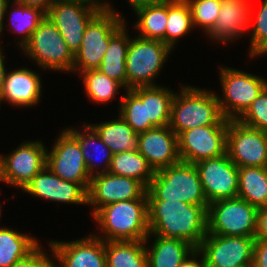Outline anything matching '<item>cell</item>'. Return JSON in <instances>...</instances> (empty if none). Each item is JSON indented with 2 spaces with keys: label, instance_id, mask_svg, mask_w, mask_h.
Masks as SVG:
<instances>
[{
  "label": "cell",
  "instance_id": "1",
  "mask_svg": "<svg viewBox=\"0 0 267 267\" xmlns=\"http://www.w3.org/2000/svg\"><path fill=\"white\" fill-rule=\"evenodd\" d=\"M149 234L178 238L198 248L207 235L208 205H193L178 200H147ZM151 235V236H150Z\"/></svg>",
  "mask_w": 267,
  "mask_h": 267
},
{
  "label": "cell",
  "instance_id": "2",
  "mask_svg": "<svg viewBox=\"0 0 267 267\" xmlns=\"http://www.w3.org/2000/svg\"><path fill=\"white\" fill-rule=\"evenodd\" d=\"M92 216L103 233L96 237L104 241H139L149 237L147 193L139 199L103 206Z\"/></svg>",
  "mask_w": 267,
  "mask_h": 267
},
{
  "label": "cell",
  "instance_id": "3",
  "mask_svg": "<svg viewBox=\"0 0 267 267\" xmlns=\"http://www.w3.org/2000/svg\"><path fill=\"white\" fill-rule=\"evenodd\" d=\"M220 110L218 95L213 91L193 86H181L180 93H175L169 127L177 136L196 127L209 125H228Z\"/></svg>",
  "mask_w": 267,
  "mask_h": 267
},
{
  "label": "cell",
  "instance_id": "4",
  "mask_svg": "<svg viewBox=\"0 0 267 267\" xmlns=\"http://www.w3.org/2000/svg\"><path fill=\"white\" fill-rule=\"evenodd\" d=\"M146 193L147 200H178L193 205H209L195 164L183 161L155 171Z\"/></svg>",
  "mask_w": 267,
  "mask_h": 267
},
{
  "label": "cell",
  "instance_id": "5",
  "mask_svg": "<svg viewBox=\"0 0 267 267\" xmlns=\"http://www.w3.org/2000/svg\"><path fill=\"white\" fill-rule=\"evenodd\" d=\"M121 14L99 11L87 24L80 49L74 55L73 72L98 69L109 47L111 35L124 23Z\"/></svg>",
  "mask_w": 267,
  "mask_h": 267
},
{
  "label": "cell",
  "instance_id": "6",
  "mask_svg": "<svg viewBox=\"0 0 267 267\" xmlns=\"http://www.w3.org/2000/svg\"><path fill=\"white\" fill-rule=\"evenodd\" d=\"M171 50L160 40L144 39L139 36L130 38L125 60L127 89L156 86L154 79L168 59Z\"/></svg>",
  "mask_w": 267,
  "mask_h": 267
},
{
  "label": "cell",
  "instance_id": "7",
  "mask_svg": "<svg viewBox=\"0 0 267 267\" xmlns=\"http://www.w3.org/2000/svg\"><path fill=\"white\" fill-rule=\"evenodd\" d=\"M258 208L239 197L210 203L207 208V233L255 237Z\"/></svg>",
  "mask_w": 267,
  "mask_h": 267
},
{
  "label": "cell",
  "instance_id": "8",
  "mask_svg": "<svg viewBox=\"0 0 267 267\" xmlns=\"http://www.w3.org/2000/svg\"><path fill=\"white\" fill-rule=\"evenodd\" d=\"M22 50L43 69L72 71L74 55L68 49L57 27L47 16L40 22Z\"/></svg>",
  "mask_w": 267,
  "mask_h": 267
},
{
  "label": "cell",
  "instance_id": "9",
  "mask_svg": "<svg viewBox=\"0 0 267 267\" xmlns=\"http://www.w3.org/2000/svg\"><path fill=\"white\" fill-rule=\"evenodd\" d=\"M223 100L218 96L222 115L237 120L267 86L260 76L234 69L220 67Z\"/></svg>",
  "mask_w": 267,
  "mask_h": 267
},
{
  "label": "cell",
  "instance_id": "10",
  "mask_svg": "<svg viewBox=\"0 0 267 267\" xmlns=\"http://www.w3.org/2000/svg\"><path fill=\"white\" fill-rule=\"evenodd\" d=\"M255 237L208 234L197 248L207 267H247L253 264Z\"/></svg>",
  "mask_w": 267,
  "mask_h": 267
},
{
  "label": "cell",
  "instance_id": "11",
  "mask_svg": "<svg viewBox=\"0 0 267 267\" xmlns=\"http://www.w3.org/2000/svg\"><path fill=\"white\" fill-rule=\"evenodd\" d=\"M226 153L237 167H267V132L229 120Z\"/></svg>",
  "mask_w": 267,
  "mask_h": 267
},
{
  "label": "cell",
  "instance_id": "12",
  "mask_svg": "<svg viewBox=\"0 0 267 267\" xmlns=\"http://www.w3.org/2000/svg\"><path fill=\"white\" fill-rule=\"evenodd\" d=\"M47 148L41 141L21 143L7 156L0 155V181L24 187L46 166Z\"/></svg>",
  "mask_w": 267,
  "mask_h": 267
},
{
  "label": "cell",
  "instance_id": "13",
  "mask_svg": "<svg viewBox=\"0 0 267 267\" xmlns=\"http://www.w3.org/2000/svg\"><path fill=\"white\" fill-rule=\"evenodd\" d=\"M51 151L46 152V166L63 180L89 188L91 176L78 141L65 129Z\"/></svg>",
  "mask_w": 267,
  "mask_h": 267
},
{
  "label": "cell",
  "instance_id": "14",
  "mask_svg": "<svg viewBox=\"0 0 267 267\" xmlns=\"http://www.w3.org/2000/svg\"><path fill=\"white\" fill-rule=\"evenodd\" d=\"M228 125H209L185 130L178 135L180 160L187 163L226 154Z\"/></svg>",
  "mask_w": 267,
  "mask_h": 267
},
{
  "label": "cell",
  "instance_id": "15",
  "mask_svg": "<svg viewBox=\"0 0 267 267\" xmlns=\"http://www.w3.org/2000/svg\"><path fill=\"white\" fill-rule=\"evenodd\" d=\"M207 202L213 203L238 196V167L227 153L195 163Z\"/></svg>",
  "mask_w": 267,
  "mask_h": 267
},
{
  "label": "cell",
  "instance_id": "16",
  "mask_svg": "<svg viewBox=\"0 0 267 267\" xmlns=\"http://www.w3.org/2000/svg\"><path fill=\"white\" fill-rule=\"evenodd\" d=\"M99 11L73 0H55L46 16L54 23L73 55L80 49L89 21Z\"/></svg>",
  "mask_w": 267,
  "mask_h": 267
},
{
  "label": "cell",
  "instance_id": "17",
  "mask_svg": "<svg viewBox=\"0 0 267 267\" xmlns=\"http://www.w3.org/2000/svg\"><path fill=\"white\" fill-rule=\"evenodd\" d=\"M147 189L137 180L117 176L109 172L91 177L87 190V205L92 208V215L101 207L118 201L141 198Z\"/></svg>",
  "mask_w": 267,
  "mask_h": 267
},
{
  "label": "cell",
  "instance_id": "18",
  "mask_svg": "<svg viewBox=\"0 0 267 267\" xmlns=\"http://www.w3.org/2000/svg\"><path fill=\"white\" fill-rule=\"evenodd\" d=\"M55 267H107L105 241L92 234L71 242L50 241Z\"/></svg>",
  "mask_w": 267,
  "mask_h": 267
},
{
  "label": "cell",
  "instance_id": "19",
  "mask_svg": "<svg viewBox=\"0 0 267 267\" xmlns=\"http://www.w3.org/2000/svg\"><path fill=\"white\" fill-rule=\"evenodd\" d=\"M138 152L154 171L180 162L178 136L169 127H155L139 134Z\"/></svg>",
  "mask_w": 267,
  "mask_h": 267
},
{
  "label": "cell",
  "instance_id": "20",
  "mask_svg": "<svg viewBox=\"0 0 267 267\" xmlns=\"http://www.w3.org/2000/svg\"><path fill=\"white\" fill-rule=\"evenodd\" d=\"M23 191L50 201L87 204V190L81 184L61 179L47 166L32 178Z\"/></svg>",
  "mask_w": 267,
  "mask_h": 267
},
{
  "label": "cell",
  "instance_id": "21",
  "mask_svg": "<svg viewBox=\"0 0 267 267\" xmlns=\"http://www.w3.org/2000/svg\"><path fill=\"white\" fill-rule=\"evenodd\" d=\"M250 0H221L220 12L211 30L207 33L209 38L221 41L238 39L248 29L253 21Z\"/></svg>",
  "mask_w": 267,
  "mask_h": 267
},
{
  "label": "cell",
  "instance_id": "22",
  "mask_svg": "<svg viewBox=\"0 0 267 267\" xmlns=\"http://www.w3.org/2000/svg\"><path fill=\"white\" fill-rule=\"evenodd\" d=\"M41 89V77L28 68L6 72L0 104L4 100L17 107L35 106L41 100Z\"/></svg>",
  "mask_w": 267,
  "mask_h": 267
},
{
  "label": "cell",
  "instance_id": "23",
  "mask_svg": "<svg viewBox=\"0 0 267 267\" xmlns=\"http://www.w3.org/2000/svg\"><path fill=\"white\" fill-rule=\"evenodd\" d=\"M154 237L151 248L145 247L147 267H179L184 259L196 249L182 239L158 235Z\"/></svg>",
  "mask_w": 267,
  "mask_h": 267
},
{
  "label": "cell",
  "instance_id": "24",
  "mask_svg": "<svg viewBox=\"0 0 267 267\" xmlns=\"http://www.w3.org/2000/svg\"><path fill=\"white\" fill-rule=\"evenodd\" d=\"M124 22L110 37L109 47L102 59L98 70L115 81H118L127 90V74L125 60L130 44V38Z\"/></svg>",
  "mask_w": 267,
  "mask_h": 267
},
{
  "label": "cell",
  "instance_id": "25",
  "mask_svg": "<svg viewBox=\"0 0 267 267\" xmlns=\"http://www.w3.org/2000/svg\"><path fill=\"white\" fill-rule=\"evenodd\" d=\"M84 126H85L84 127L85 131L83 130V133L80 132L79 130H76V128L74 129L66 128V130L78 141L79 147L82 151V155H83V158H84V161H85V164L87 166L90 176L92 177L97 174L108 172L110 168L113 153L111 152L109 147L101 140L100 136L90 125H86L84 123ZM94 143L96 145L93 146L92 148L91 146L94 145ZM92 151L93 153H91ZM92 154L94 155L95 159H93ZM98 154L101 156H99ZM98 158L99 160H101L102 158L104 162L103 164L105 167H103L102 170L98 166L99 164L95 163ZM94 168L97 169V171H95Z\"/></svg>",
  "mask_w": 267,
  "mask_h": 267
},
{
  "label": "cell",
  "instance_id": "26",
  "mask_svg": "<svg viewBox=\"0 0 267 267\" xmlns=\"http://www.w3.org/2000/svg\"><path fill=\"white\" fill-rule=\"evenodd\" d=\"M132 90L146 102L147 118L154 127L169 126L174 91L165 87L139 86Z\"/></svg>",
  "mask_w": 267,
  "mask_h": 267
},
{
  "label": "cell",
  "instance_id": "27",
  "mask_svg": "<svg viewBox=\"0 0 267 267\" xmlns=\"http://www.w3.org/2000/svg\"><path fill=\"white\" fill-rule=\"evenodd\" d=\"M100 124H89L109 147L111 152L118 154L126 151L138 150L139 134L120 116Z\"/></svg>",
  "mask_w": 267,
  "mask_h": 267
},
{
  "label": "cell",
  "instance_id": "28",
  "mask_svg": "<svg viewBox=\"0 0 267 267\" xmlns=\"http://www.w3.org/2000/svg\"><path fill=\"white\" fill-rule=\"evenodd\" d=\"M256 208L267 207V167H238V196Z\"/></svg>",
  "mask_w": 267,
  "mask_h": 267
},
{
  "label": "cell",
  "instance_id": "29",
  "mask_svg": "<svg viewBox=\"0 0 267 267\" xmlns=\"http://www.w3.org/2000/svg\"><path fill=\"white\" fill-rule=\"evenodd\" d=\"M139 241H105L107 267H147L145 243Z\"/></svg>",
  "mask_w": 267,
  "mask_h": 267
},
{
  "label": "cell",
  "instance_id": "30",
  "mask_svg": "<svg viewBox=\"0 0 267 267\" xmlns=\"http://www.w3.org/2000/svg\"><path fill=\"white\" fill-rule=\"evenodd\" d=\"M38 246L39 242L33 236L0 227V267H12Z\"/></svg>",
  "mask_w": 267,
  "mask_h": 267
},
{
  "label": "cell",
  "instance_id": "31",
  "mask_svg": "<svg viewBox=\"0 0 267 267\" xmlns=\"http://www.w3.org/2000/svg\"><path fill=\"white\" fill-rule=\"evenodd\" d=\"M109 173L135 179L146 189L155 171L138 150L121 152L112 156Z\"/></svg>",
  "mask_w": 267,
  "mask_h": 267
},
{
  "label": "cell",
  "instance_id": "32",
  "mask_svg": "<svg viewBox=\"0 0 267 267\" xmlns=\"http://www.w3.org/2000/svg\"><path fill=\"white\" fill-rule=\"evenodd\" d=\"M134 11L138 17L134 26L138 30V34L140 33L137 36L144 39L160 40L165 43L167 3L146 5Z\"/></svg>",
  "mask_w": 267,
  "mask_h": 267
},
{
  "label": "cell",
  "instance_id": "33",
  "mask_svg": "<svg viewBox=\"0 0 267 267\" xmlns=\"http://www.w3.org/2000/svg\"><path fill=\"white\" fill-rule=\"evenodd\" d=\"M194 28L190 6L187 2L167 3L165 44L171 49L180 37Z\"/></svg>",
  "mask_w": 267,
  "mask_h": 267
},
{
  "label": "cell",
  "instance_id": "34",
  "mask_svg": "<svg viewBox=\"0 0 267 267\" xmlns=\"http://www.w3.org/2000/svg\"><path fill=\"white\" fill-rule=\"evenodd\" d=\"M13 4L16 8L14 7L10 12L9 24L11 28L13 27V32L23 34L21 40L17 42L23 48L30 41L32 33L40 22L46 17V13L39 8L25 6L16 1Z\"/></svg>",
  "mask_w": 267,
  "mask_h": 267
},
{
  "label": "cell",
  "instance_id": "35",
  "mask_svg": "<svg viewBox=\"0 0 267 267\" xmlns=\"http://www.w3.org/2000/svg\"><path fill=\"white\" fill-rule=\"evenodd\" d=\"M119 106L120 116L136 133L140 134L155 128L147 118L146 102H142L132 89H127Z\"/></svg>",
  "mask_w": 267,
  "mask_h": 267
},
{
  "label": "cell",
  "instance_id": "36",
  "mask_svg": "<svg viewBox=\"0 0 267 267\" xmlns=\"http://www.w3.org/2000/svg\"><path fill=\"white\" fill-rule=\"evenodd\" d=\"M85 85V92L90 100L96 103L111 101L119 88L123 87L118 81L102 74L98 69L86 70L80 73Z\"/></svg>",
  "mask_w": 267,
  "mask_h": 267
},
{
  "label": "cell",
  "instance_id": "37",
  "mask_svg": "<svg viewBox=\"0 0 267 267\" xmlns=\"http://www.w3.org/2000/svg\"><path fill=\"white\" fill-rule=\"evenodd\" d=\"M187 3L191 9L193 26L203 28L207 34L217 20L221 0H187Z\"/></svg>",
  "mask_w": 267,
  "mask_h": 267
},
{
  "label": "cell",
  "instance_id": "38",
  "mask_svg": "<svg viewBox=\"0 0 267 267\" xmlns=\"http://www.w3.org/2000/svg\"><path fill=\"white\" fill-rule=\"evenodd\" d=\"M237 120L246 126L267 132V86Z\"/></svg>",
  "mask_w": 267,
  "mask_h": 267
},
{
  "label": "cell",
  "instance_id": "39",
  "mask_svg": "<svg viewBox=\"0 0 267 267\" xmlns=\"http://www.w3.org/2000/svg\"><path fill=\"white\" fill-rule=\"evenodd\" d=\"M249 47V57L260 56L267 48V0H264L256 17Z\"/></svg>",
  "mask_w": 267,
  "mask_h": 267
},
{
  "label": "cell",
  "instance_id": "40",
  "mask_svg": "<svg viewBox=\"0 0 267 267\" xmlns=\"http://www.w3.org/2000/svg\"><path fill=\"white\" fill-rule=\"evenodd\" d=\"M53 261L39 245L31 254L16 262L12 267H55Z\"/></svg>",
  "mask_w": 267,
  "mask_h": 267
},
{
  "label": "cell",
  "instance_id": "41",
  "mask_svg": "<svg viewBox=\"0 0 267 267\" xmlns=\"http://www.w3.org/2000/svg\"><path fill=\"white\" fill-rule=\"evenodd\" d=\"M252 265L254 267H267V241L255 240Z\"/></svg>",
  "mask_w": 267,
  "mask_h": 267
},
{
  "label": "cell",
  "instance_id": "42",
  "mask_svg": "<svg viewBox=\"0 0 267 267\" xmlns=\"http://www.w3.org/2000/svg\"><path fill=\"white\" fill-rule=\"evenodd\" d=\"M255 239L267 241V207L258 208Z\"/></svg>",
  "mask_w": 267,
  "mask_h": 267
},
{
  "label": "cell",
  "instance_id": "43",
  "mask_svg": "<svg viewBox=\"0 0 267 267\" xmlns=\"http://www.w3.org/2000/svg\"><path fill=\"white\" fill-rule=\"evenodd\" d=\"M198 259L200 261H197ZM179 267H207V266L202 253L196 248L191 254H189L184 259V261L180 264Z\"/></svg>",
  "mask_w": 267,
  "mask_h": 267
},
{
  "label": "cell",
  "instance_id": "44",
  "mask_svg": "<svg viewBox=\"0 0 267 267\" xmlns=\"http://www.w3.org/2000/svg\"><path fill=\"white\" fill-rule=\"evenodd\" d=\"M14 1L25 6L39 8L45 13H47L55 0H14Z\"/></svg>",
  "mask_w": 267,
  "mask_h": 267
},
{
  "label": "cell",
  "instance_id": "45",
  "mask_svg": "<svg viewBox=\"0 0 267 267\" xmlns=\"http://www.w3.org/2000/svg\"><path fill=\"white\" fill-rule=\"evenodd\" d=\"M73 1H79L82 3H85L98 11H114L115 9L112 8V6L108 2H104L100 0H73Z\"/></svg>",
  "mask_w": 267,
  "mask_h": 267
},
{
  "label": "cell",
  "instance_id": "46",
  "mask_svg": "<svg viewBox=\"0 0 267 267\" xmlns=\"http://www.w3.org/2000/svg\"><path fill=\"white\" fill-rule=\"evenodd\" d=\"M9 2L10 0H0V33H3L4 30V20H5V15L7 11H9Z\"/></svg>",
  "mask_w": 267,
  "mask_h": 267
},
{
  "label": "cell",
  "instance_id": "47",
  "mask_svg": "<svg viewBox=\"0 0 267 267\" xmlns=\"http://www.w3.org/2000/svg\"><path fill=\"white\" fill-rule=\"evenodd\" d=\"M4 57H3V52H2V48L0 45V97L3 91V85H4V81H5V76H6V68L4 66Z\"/></svg>",
  "mask_w": 267,
  "mask_h": 267
},
{
  "label": "cell",
  "instance_id": "48",
  "mask_svg": "<svg viewBox=\"0 0 267 267\" xmlns=\"http://www.w3.org/2000/svg\"><path fill=\"white\" fill-rule=\"evenodd\" d=\"M128 3H130V6H132L133 10H135L142 6L154 5L160 2L159 0H128Z\"/></svg>",
  "mask_w": 267,
  "mask_h": 267
},
{
  "label": "cell",
  "instance_id": "49",
  "mask_svg": "<svg viewBox=\"0 0 267 267\" xmlns=\"http://www.w3.org/2000/svg\"><path fill=\"white\" fill-rule=\"evenodd\" d=\"M159 2H164V3H183V2H187V0H159Z\"/></svg>",
  "mask_w": 267,
  "mask_h": 267
},
{
  "label": "cell",
  "instance_id": "50",
  "mask_svg": "<svg viewBox=\"0 0 267 267\" xmlns=\"http://www.w3.org/2000/svg\"><path fill=\"white\" fill-rule=\"evenodd\" d=\"M266 55L267 54V48L262 52V54L260 55V56H262V55Z\"/></svg>",
  "mask_w": 267,
  "mask_h": 267
}]
</instances>
